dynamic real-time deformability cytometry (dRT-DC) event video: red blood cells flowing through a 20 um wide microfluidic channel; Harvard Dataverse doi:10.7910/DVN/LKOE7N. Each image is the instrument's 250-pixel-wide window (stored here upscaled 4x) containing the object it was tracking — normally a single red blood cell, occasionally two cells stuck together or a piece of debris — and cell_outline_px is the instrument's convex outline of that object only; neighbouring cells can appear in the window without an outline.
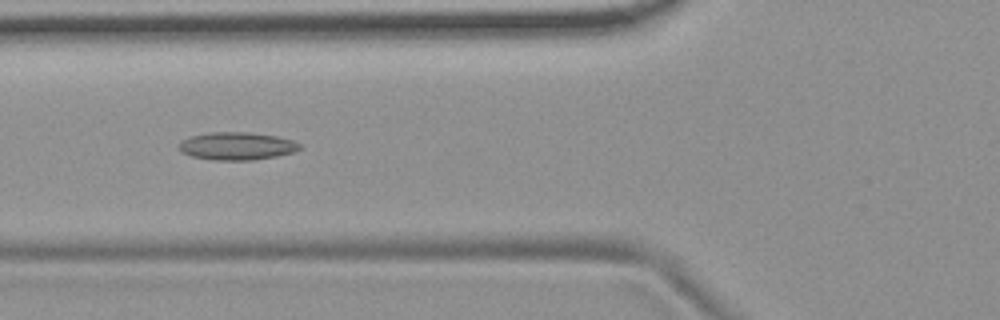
{"species": "common noctule bat (a hibernating species)", "species_latin": "Nyctalus noctula", "temperature_condition": "room temperature", "stored_images_in_passage": 43, "camera_frame_rate_fps": 3000, "um_per_image_px": 0.085, "animal": {"sex": "female", "body_mass_g": 19.9}, "frame": {"image": 1, "passage_image": 8, "time_ms": 2.333, "image_size_px": [1000, 320], "cell_outline_px": [[304, 144], [300, 148], [292, 152], [276, 156], [252, 160], [212, 160], [192, 156], [180, 152], [176, 148], [176, 144], [180, 140], [188, 136], [208, 132], [248, 132], [276, 136], [292, 140]], "centroid_in_image_um": [20.05, 12.4], "position_along_channel_um": 105.8, "area_um2": 19.88}}
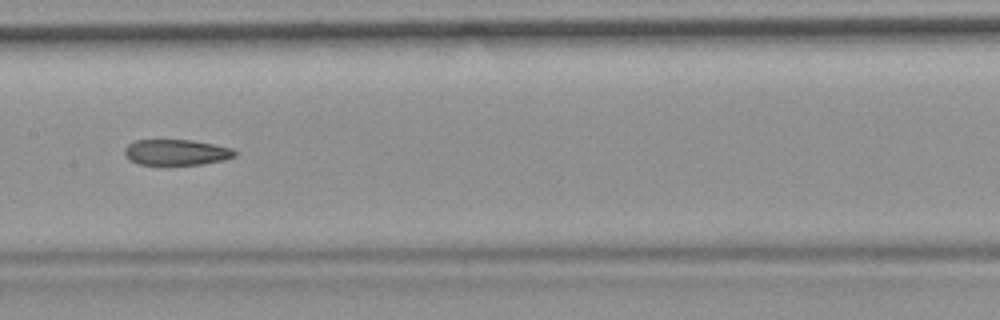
{"frame": {"image": 2, "passage_image": 15, "time_ms": 4.667, "image_size_px": [1000, 320], "cell_outline_px": [[240, 152], [236, 156], [224, 160], [200, 164], [140, 164], [128, 160], [124, 156], [124, 148], [128, 144], [136, 140], [192, 140], [232, 148]], "centroid_in_image_um": [14.99, 12.94], "position_along_channel_um": 192.4, "area_um2": 16.59}}
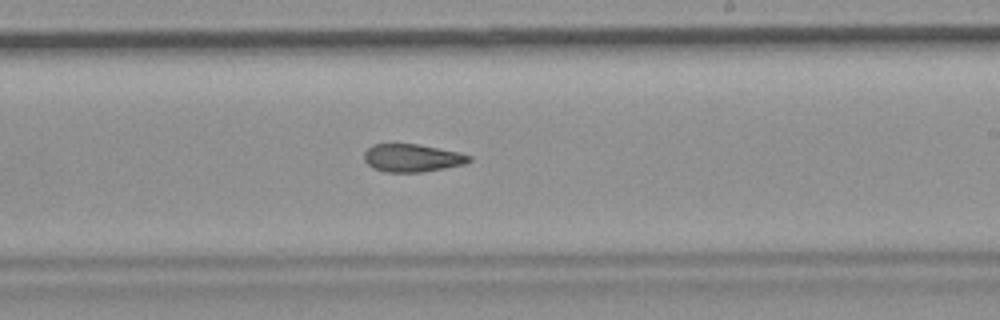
{"frame": {"image": 3, "passage_image": 20, "time_ms": 6.333, "image_size_px": [1000, 320], "cell_outline_px": [[472, 160], [464, 164], [424, 172], [384, 172], [372, 168], [364, 160], [364, 152], [372, 144], [416, 144], [460, 152], [472, 156]], "centroid_in_image_um": [35.03, 13.43], "position_along_channel_um": 254.0, "area_um2": 17.11}, "authors_computed_cell_mechanics": {"area_um2": 18.0914, "velocity_mm_per_s": 3.717, "shape_relaxation_time_tau1_ms": null, "shape_relaxation_time_tau2_ms": 5.0173, "deformation_change_tau1": null, "deformation_change_tau2": 0.1448}}